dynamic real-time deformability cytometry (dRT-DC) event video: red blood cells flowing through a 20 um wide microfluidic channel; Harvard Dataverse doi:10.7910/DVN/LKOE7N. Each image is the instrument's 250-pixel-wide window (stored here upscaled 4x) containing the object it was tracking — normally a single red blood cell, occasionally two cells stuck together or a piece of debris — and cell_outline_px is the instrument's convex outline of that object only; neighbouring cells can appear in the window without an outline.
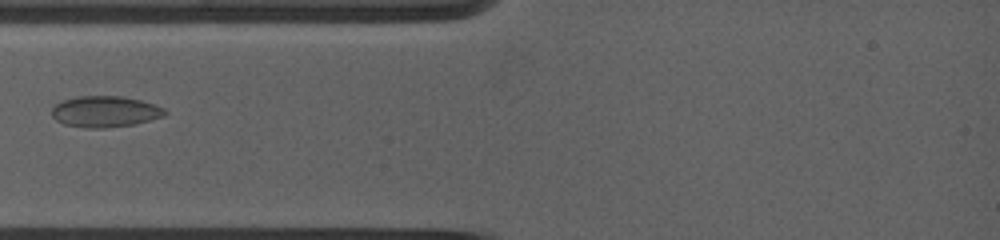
{"species": "common noctule bat (a hibernating species)", "species_latin": "Nyctalus noctula", "temperature_condition": "warm", "stored_images_in_passage": 16, "camera_frame_rate_fps": 5000, "um_per_image_px": 0.085, "animal": {"sex": "female", "body_mass_g": 19.0, "forearm_length_mm": 53.3}, "frame": {"image": 1, "passage_image": 1, "time_ms": 0.0, "image_size_px": [1000, 240], "cell_outline_px": [[168, 112], [164, 116], [132, 124], [104, 128], [88, 128], [68, 124], [56, 120], [52, 116], [52, 108], [56, 104], [64, 100], [80, 96], [120, 96], [140, 100], [164, 108]], "centroid_in_image_um": [8.93, 9.48], "position_along_channel_um": 76.1, "area_um2": 20.11}}
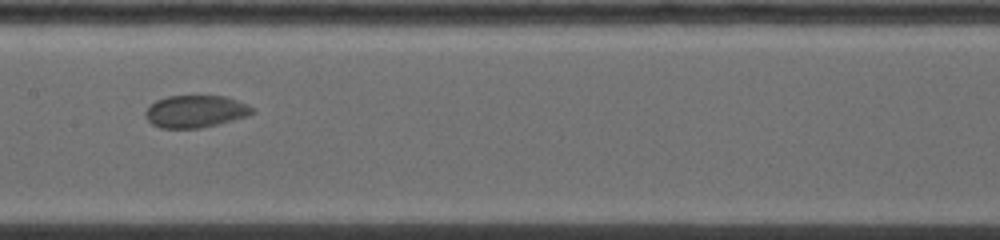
{"frame": {"image": 2, "passage_image": 8, "time_ms": 3.0, "image_size_px": [1000, 240], "cell_outline_px": [[252, 112], [244, 116], [216, 124], [196, 128], [160, 128], [152, 124], [148, 120], [148, 108], [156, 100], [168, 96], [224, 96], [244, 104], [252, 108]], "centroid_in_image_um": [16.56, 9.47], "position_along_channel_um": 190.8, "area_um2": 19.25}}
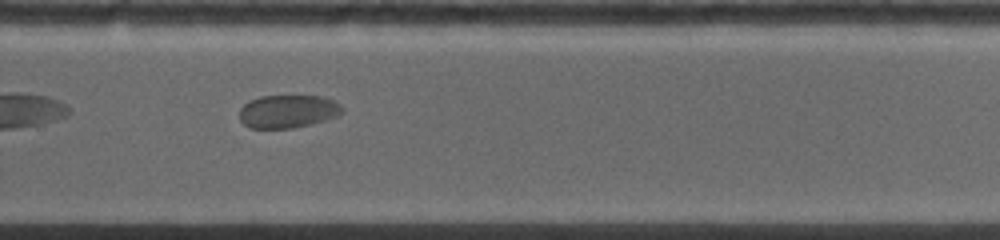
{"frame": {"image": 3, "passage_image": 15, "time_ms": 6.0, "image_size_px": [1000, 240], "cell_outline_px": [[344, 108], [336, 116], [308, 124], [292, 128], [252, 128], [244, 124], [240, 120], [240, 108], [244, 104], [260, 96], [320, 96], [332, 100], [340, 104]], "centroid_in_image_um": [24.44, 9.46], "position_along_channel_um": 305.4, "area_um2": 19.42}}